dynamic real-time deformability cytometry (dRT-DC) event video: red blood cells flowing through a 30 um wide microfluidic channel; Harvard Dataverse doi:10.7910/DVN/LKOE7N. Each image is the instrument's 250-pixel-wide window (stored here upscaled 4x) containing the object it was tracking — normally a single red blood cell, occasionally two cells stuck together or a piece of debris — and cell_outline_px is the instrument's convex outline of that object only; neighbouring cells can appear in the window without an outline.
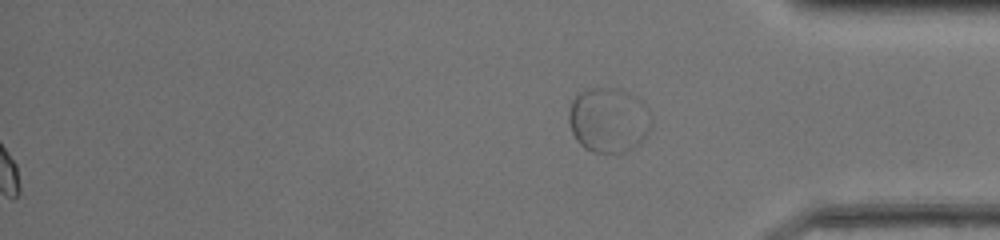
{"species": "common noctule bat (a hibernating species)", "species_latin": "Nyctalus noctula", "temperature_condition": "room temperature", "stored_images_in_passage": 46, "segment_of_instrument_passage": [2, 2], "camera_frame_rate_fps": 3000, "um_per_image_px": 0.085, "animal": {"sex": "female", "body_mass_g": 20.0, "forearm_length_mm": 54.0}, "frame": {"image": 1, "passage_image": 46, "time_ms": 15.0, "image_size_px": [1000, 240], "cell_outline_px": [[652, 128], [648, 136], [640, 144], [624, 152], [592, 152], [584, 148], [576, 140], [572, 132], [568, 120], [568, 112], [572, 100], [576, 92], [584, 88], [620, 88], [636, 96], [648, 108], [652, 116]], "centroid_in_image_um": [51.75, 10.18], "position_along_channel_um": 383.5, "area_um2": 32.08}}